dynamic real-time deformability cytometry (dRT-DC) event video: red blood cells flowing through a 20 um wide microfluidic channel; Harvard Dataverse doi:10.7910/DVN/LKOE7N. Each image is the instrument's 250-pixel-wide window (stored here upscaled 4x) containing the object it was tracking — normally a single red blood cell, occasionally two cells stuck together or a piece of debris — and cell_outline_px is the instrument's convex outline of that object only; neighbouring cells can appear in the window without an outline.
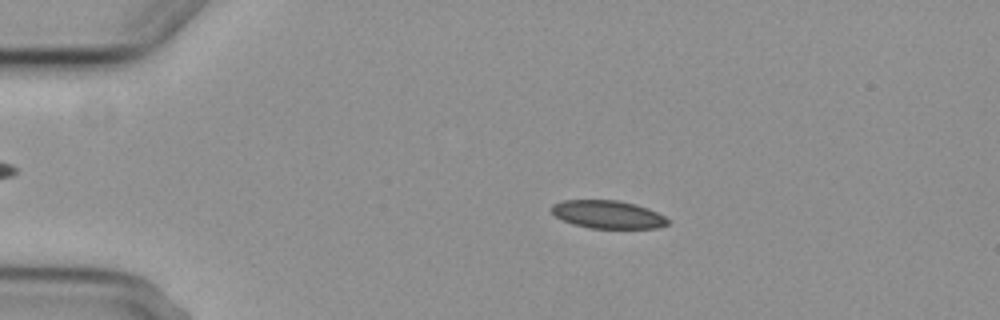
{"species": "common noctule bat (a hibernating species)", "species_latin": "Nyctalus noctula", "temperature_condition": "cold", "stored_images_in_passage": 5, "camera_frame_rate_fps": 3000, "um_per_image_px": 0.085, "animal": {"sex": "female", "body_mass_g": 29.2, "forearm_length_mm": 56.3}, "frame": {"image": 1, "passage_image": 1, "time_ms": 0.0, "image_size_px": [1000, 320], "cell_outline_px": [[668, 224], [660, 228], [588, 228], [572, 224], [556, 216], [552, 212], [552, 204], [564, 200], [616, 200], [636, 204], [648, 208], [664, 216], [668, 220]], "centroid_in_image_um": [51.67, 18.23], "position_along_channel_um": 33.3, "area_um2": 18.9}}
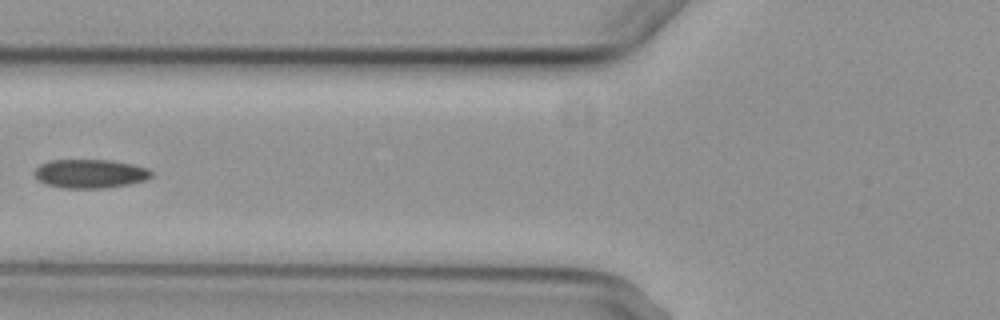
{"frame": {"image": 2, "passage_image": 4, "time_ms": 3.667, "image_size_px": [1000, 320], "cell_outline_px": [[152, 176], [144, 180], [128, 184], [104, 188], [60, 188], [44, 184], [36, 180], [32, 172], [40, 164], [48, 160], [112, 160], [132, 164], [148, 168], [152, 172]], "centroid_in_image_um": [7.59, 14.76], "position_along_channel_um": 118.2, "area_um2": 19.88}}
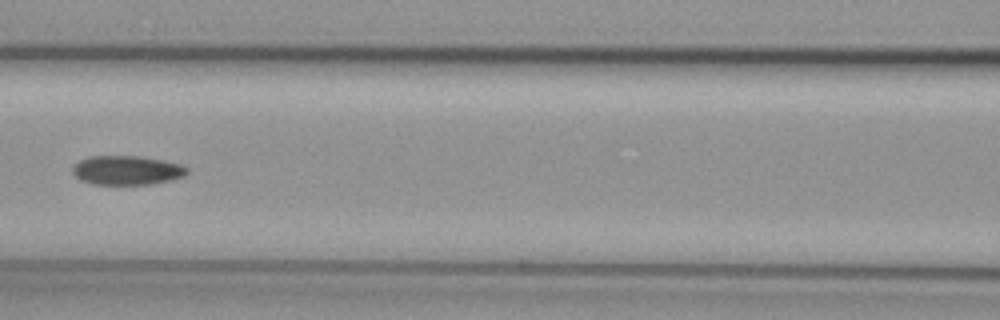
{"frame": {"image": 3, "passage_image": 5, "time_ms": 4.667, "image_size_px": [1000, 320], "cell_outline_px": [[188, 172], [184, 176], [152, 184], [92, 184], [80, 180], [72, 172], [72, 168], [80, 160], [88, 156], [140, 156], [164, 160], [180, 164], [188, 168]], "centroid_in_image_um": [10.78, 14.46], "position_along_channel_um": 155.8, "area_um2": 19.42}}